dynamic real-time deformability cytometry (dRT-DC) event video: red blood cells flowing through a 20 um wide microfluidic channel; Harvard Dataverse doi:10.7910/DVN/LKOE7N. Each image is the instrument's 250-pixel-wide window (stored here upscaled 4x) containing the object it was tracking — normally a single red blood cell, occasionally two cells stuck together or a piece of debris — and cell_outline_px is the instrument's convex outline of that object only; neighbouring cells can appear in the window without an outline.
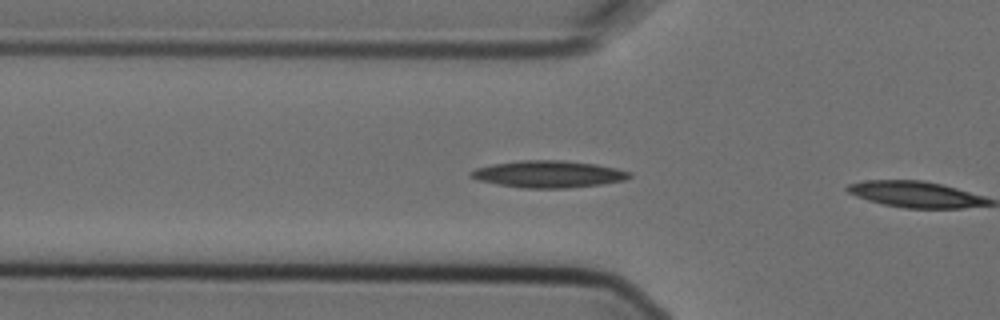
{"species": "Egyptian fruit bat (a non-hibernating species)", "species_latin": "Rousettus aegyptiacus", "temperature_condition": "cold", "stored_images_in_passage": 4, "camera_frame_rate_fps": 3000, "um_per_image_px": 0.085, "animal": {"sex": "female"}, "frame": {"image": 1, "passage_image": 4, "time_ms": 1.0, "image_size_px": [1000, 320], "cell_outline_px": [[632, 176], [624, 180], [600, 184], [564, 188], [520, 188], [480, 180], [468, 176], [468, 172], [476, 168], [492, 164], [520, 160], [564, 160], [596, 164], [616, 168], [632, 172]], "centroid_in_image_um": [46.61, 14.79], "position_along_channel_um": 79.2, "area_um2": 24.85}}